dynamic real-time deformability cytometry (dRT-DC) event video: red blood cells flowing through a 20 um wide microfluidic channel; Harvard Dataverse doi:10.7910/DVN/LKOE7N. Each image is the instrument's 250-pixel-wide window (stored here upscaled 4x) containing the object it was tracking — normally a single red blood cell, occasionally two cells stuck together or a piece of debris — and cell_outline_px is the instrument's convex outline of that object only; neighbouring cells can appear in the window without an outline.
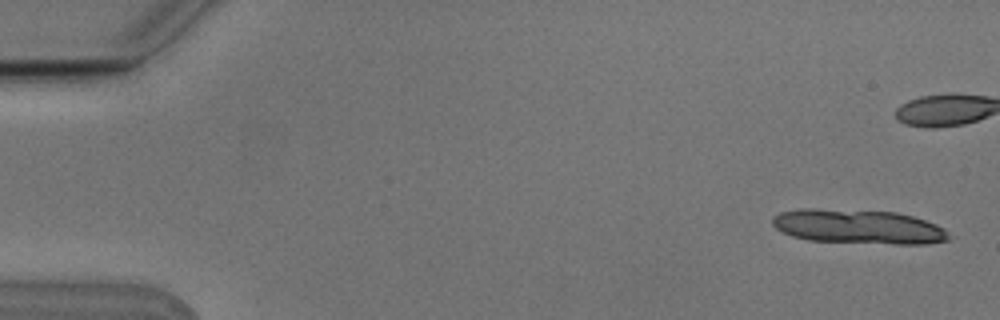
{"species": "Egyptian fruit bat (a non-hibernating species)", "species_latin": "Rousettus aegyptiacus", "temperature_condition": "cold", "stored_images_in_passage": 10, "camera_frame_rate_fps": 3000, "um_per_image_px": 0.085, "animal": {"sex": "male"}, "frame": {"image": 1, "passage_image": 1, "time_ms": 0.0, "image_size_px": [1000, 320], "cell_outline_px": [[948, 240], [928, 244], [892, 244], [808, 240], [792, 236], [776, 228], [772, 224], [772, 216], [780, 212], [800, 208], [812, 208], [896, 212], [912, 216], [936, 224], [944, 228], [948, 236]], "centroid_in_image_um": [72.93, 19.26], "position_along_channel_um": 12.1, "area_um2": 35.32}}
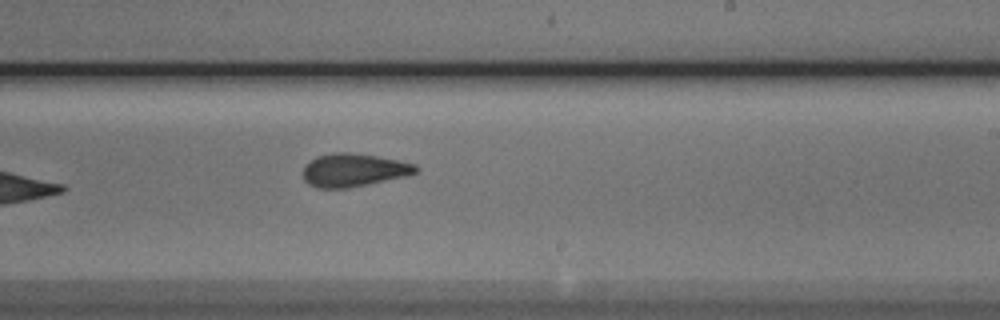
{"frame": {"image": 2, "passage_image": 10, "time_ms": 3.0, "image_size_px": [1000, 320], "cell_outline_px": [[420, 168], [416, 172], [404, 176], [368, 184], [348, 188], [316, 188], [308, 184], [304, 180], [304, 168], [316, 156], [336, 152], [348, 152], [376, 156], [416, 164]], "centroid_in_image_um": [30.05, 14.46], "position_along_channel_um": 258.9, "area_um2": 21.5}}